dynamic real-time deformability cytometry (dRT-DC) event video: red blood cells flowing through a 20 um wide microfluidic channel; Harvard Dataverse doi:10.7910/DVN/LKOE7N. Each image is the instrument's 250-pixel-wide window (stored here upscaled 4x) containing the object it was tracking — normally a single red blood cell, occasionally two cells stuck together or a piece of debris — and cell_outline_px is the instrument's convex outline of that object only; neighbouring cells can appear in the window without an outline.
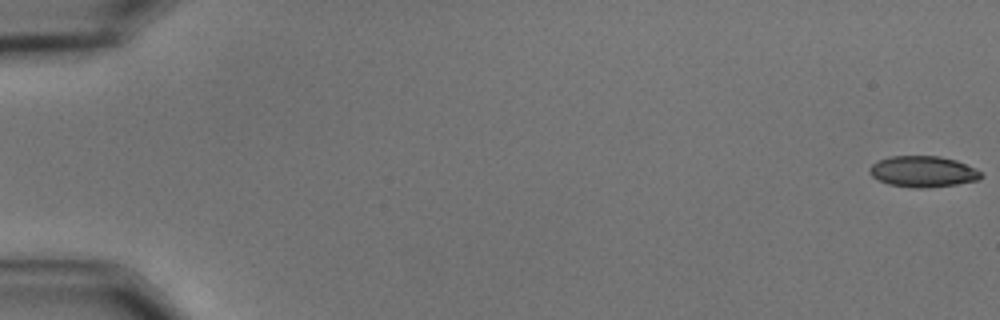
{"species": "common noctule bat (a hibernating species)", "species_latin": "Nyctalus noctula", "temperature_condition": "cold", "stored_images_in_passage": 58, "camera_frame_rate_fps": 3000, "um_per_image_px": 0.085, "animal": {"sex": "male", "body_mass_g": 15.6}, "frame": {"image": 1, "passage_image": 1, "time_ms": 0.0, "image_size_px": [1000, 320], "cell_outline_px": [[984, 176], [980, 180], [956, 184], [920, 188], [916, 188], [888, 184], [872, 176], [868, 172], [868, 168], [872, 164], [888, 156], [940, 156], [956, 160], [976, 168]], "centroid_in_image_um": [78.47, 14.57], "position_along_channel_um": 6.5, "area_um2": 20.17}}
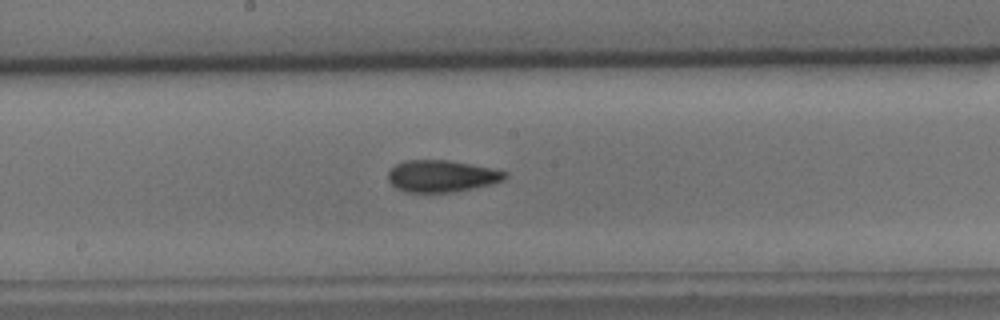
{"frame": {"image": 2, "passage_image": 32, "time_ms": 10.333, "image_size_px": [1000, 320], "cell_outline_px": [[508, 176], [504, 180], [492, 184], [452, 192], [408, 192], [396, 188], [388, 180], [388, 172], [396, 164], [404, 160], [448, 160], [492, 168], [508, 172]], "centroid_in_image_um": [37.55, 14.96], "position_along_channel_um": 210.6, "area_um2": 21.68}}
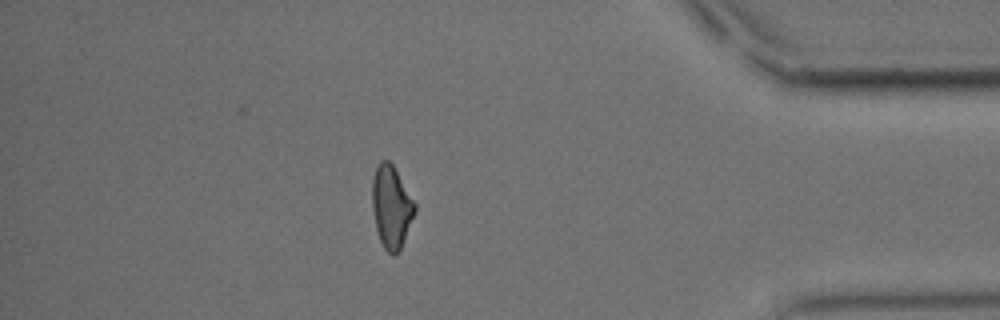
{"frame": {"image": 3, "passage_image": 51, "time_ms": 16.667, "image_size_px": [1000, 320], "cell_outline_px": [[416, 212], [404, 240], [400, 248], [392, 256], [384, 248], [380, 240], [376, 228], [372, 208], [372, 180], [376, 164], [380, 160], [388, 160], [392, 164], [416, 204]], "centroid_in_image_um": [33.25, 17.56], "position_along_channel_um": 401.9, "area_um2": 20.4}, "authors_computed_cell_mechanics": {"area_um2": 20.8369, "velocity_mm_per_s": 3.5427, "shape_relaxation_time_tau1_ms": 5.4581, "shape_relaxation_time_tau2_ms": 4.4775, "deformation_change_tau1": 0.1288, "deformation_change_tau2": 0.1207}}